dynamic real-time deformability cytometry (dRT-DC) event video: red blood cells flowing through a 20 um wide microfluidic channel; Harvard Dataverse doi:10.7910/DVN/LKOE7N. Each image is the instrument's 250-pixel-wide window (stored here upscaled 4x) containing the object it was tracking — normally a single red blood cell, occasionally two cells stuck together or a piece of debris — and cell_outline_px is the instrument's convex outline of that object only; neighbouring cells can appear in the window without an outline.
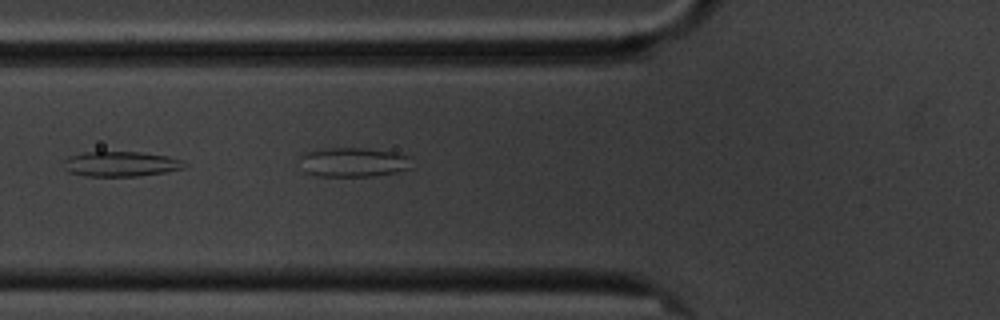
{"species": "common noctule bat (a hibernating species)", "species_latin": "Nyctalus noctula", "temperature_condition": "cold", "stored_images_in_passage": 7, "camera_frame_rate_fps": 3000, "um_per_image_px": 0.085, "animal": {"sex": "male", "body_mass_g": 20.1, "forearm_length_mm": 53.5}, "frame": {"image": 1, "passage_image": 5, "time_ms": 4.667, "image_size_px": [1000, 320], "cell_outline_px": [[188, 164], [184, 168], [164, 172], [140, 176], [84, 176], [68, 172], [64, 168], [64, 160], [68, 156], [84, 152], [140, 152], [168, 156], [184, 160]], "centroid_in_image_um": [10.28, 13.94], "position_along_channel_um": 115.5, "area_um2": 17.8}}